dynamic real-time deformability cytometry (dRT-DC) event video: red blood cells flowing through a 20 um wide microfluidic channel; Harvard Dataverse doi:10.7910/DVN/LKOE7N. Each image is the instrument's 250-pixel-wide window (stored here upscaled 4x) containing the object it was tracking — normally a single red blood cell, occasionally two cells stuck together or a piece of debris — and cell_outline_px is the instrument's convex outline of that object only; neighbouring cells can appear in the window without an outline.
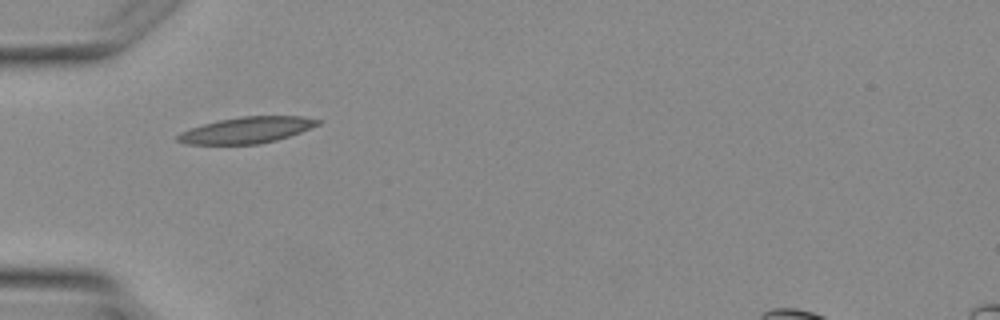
{"species": "Egyptian fruit bat (a non-hibernating species)", "species_latin": "Rousettus aegyptiacus", "temperature_condition": "warm", "stored_images_in_passage": 4, "camera_frame_rate_fps": 3000, "um_per_image_px": 0.085, "animal": {"sex": "female"}, "frame": {"image": 1, "passage_image": 4, "time_ms": 5.0, "image_size_px": [1000, 320], "cell_outline_px": [[324, 120], [320, 124], [300, 132], [276, 140], [260, 144], [184, 144], [176, 140], [176, 136], [180, 132], [204, 124], [220, 120], [240, 116], [300, 116]], "centroid_in_image_um": [20.98, 11.05], "position_along_channel_um": 64.0, "area_um2": 21.33}}